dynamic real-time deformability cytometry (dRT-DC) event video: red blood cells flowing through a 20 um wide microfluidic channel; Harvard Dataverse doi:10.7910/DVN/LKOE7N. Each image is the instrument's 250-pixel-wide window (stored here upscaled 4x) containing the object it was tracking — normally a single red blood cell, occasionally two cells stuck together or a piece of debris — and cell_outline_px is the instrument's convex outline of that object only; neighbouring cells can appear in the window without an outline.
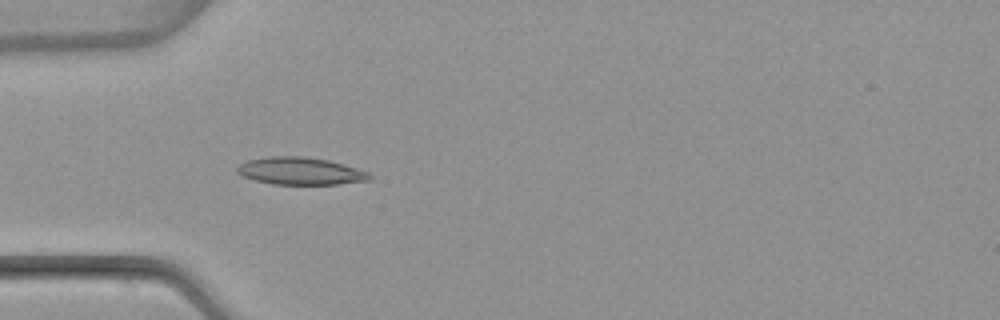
{"species": "common noctule bat (a hibernating species)", "species_latin": "Nyctalus noctula", "temperature_condition": "warm", "stored_images_in_passage": 4, "camera_frame_rate_fps": 3000, "um_per_image_px": 0.085, "animal": {"sex": "female", "body_mass_g": 22.7, "forearm_length_mm": 54.2}, "frame": {"image": 1, "passage_image": 4, "time_ms": 4.667, "image_size_px": [1000, 320], "cell_outline_px": [[372, 176], [368, 180], [336, 184], [272, 184], [256, 180], [244, 176], [236, 172], [236, 168], [240, 164], [248, 160], [268, 156], [304, 156], [328, 160], [356, 168], [368, 172]], "centroid_in_image_um": [25.51, 14.53], "position_along_channel_um": 59.5, "area_um2": 20.92}}